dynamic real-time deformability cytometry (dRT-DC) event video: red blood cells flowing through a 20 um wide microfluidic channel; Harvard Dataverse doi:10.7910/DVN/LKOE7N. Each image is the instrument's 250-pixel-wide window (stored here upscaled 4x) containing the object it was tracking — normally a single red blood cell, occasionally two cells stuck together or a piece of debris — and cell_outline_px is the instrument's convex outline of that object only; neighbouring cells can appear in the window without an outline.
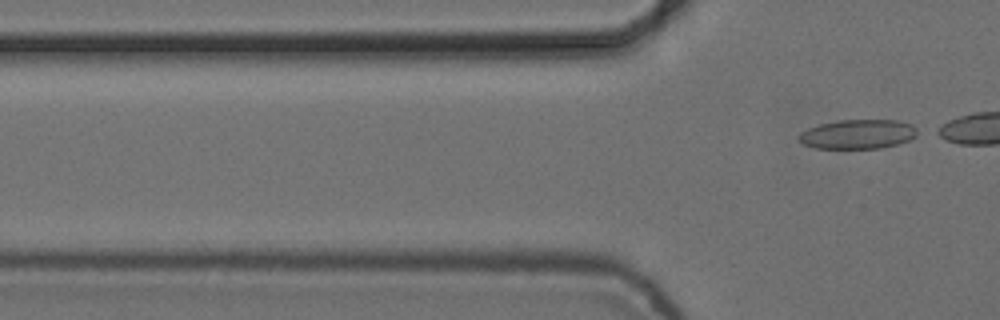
{"species": "common noctule bat (a hibernating species)", "species_latin": "Nyctalus noctula", "temperature_condition": "cold", "stored_images_in_passage": 5, "segment_of_instrument_passage": [2, 2], "camera_frame_rate_fps": 3000, "um_per_image_px": 0.085, "animal": {"sex": "female", "body_mass_g": 24.6, "forearm_length_mm": 56.2}, "frame": {"image": 1, "passage_image": 5, "time_ms": 1.333, "image_size_px": [1000, 320], "cell_outline_px": [[924, 132], [908, 140], [896, 144], [880, 148], [812, 148], [804, 144], [796, 136], [800, 132], [808, 128], [820, 124], [840, 120], [900, 120], [912, 124]], "centroid_in_image_um": [72.97, 11.39], "position_along_channel_um": 52.8, "area_um2": 20.52}}